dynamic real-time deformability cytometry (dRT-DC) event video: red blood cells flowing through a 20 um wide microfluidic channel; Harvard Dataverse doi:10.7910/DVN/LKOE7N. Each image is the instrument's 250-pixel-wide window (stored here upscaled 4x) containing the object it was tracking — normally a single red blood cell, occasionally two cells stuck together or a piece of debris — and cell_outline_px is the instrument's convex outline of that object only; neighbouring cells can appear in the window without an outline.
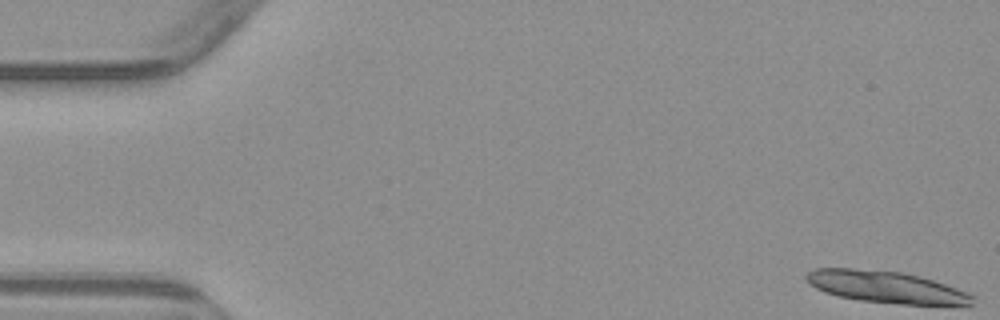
{"species": "common noctule bat (a hibernating species)", "species_latin": "Nyctalus noctula", "temperature_condition": "warm", "stored_images_in_passage": 6, "camera_frame_rate_fps": 3000, "um_per_image_px": 0.085, "animal": {"sex": "male", "body_mass_g": 23.1, "forearm_length_mm": 52.7}, "frame": {"image": 1, "passage_image": 1, "time_ms": 0.0, "image_size_px": [1000, 320], "cell_outline_px": [[976, 296], [972, 304], [900, 304], [860, 300], [836, 296], [824, 292], [816, 288], [804, 276], [808, 272], [816, 268], [852, 268], [904, 272], [920, 276], [956, 288]], "centroid_in_image_um": [75.28, 24.38], "position_along_channel_um": 9.7, "area_um2": 30.58}}